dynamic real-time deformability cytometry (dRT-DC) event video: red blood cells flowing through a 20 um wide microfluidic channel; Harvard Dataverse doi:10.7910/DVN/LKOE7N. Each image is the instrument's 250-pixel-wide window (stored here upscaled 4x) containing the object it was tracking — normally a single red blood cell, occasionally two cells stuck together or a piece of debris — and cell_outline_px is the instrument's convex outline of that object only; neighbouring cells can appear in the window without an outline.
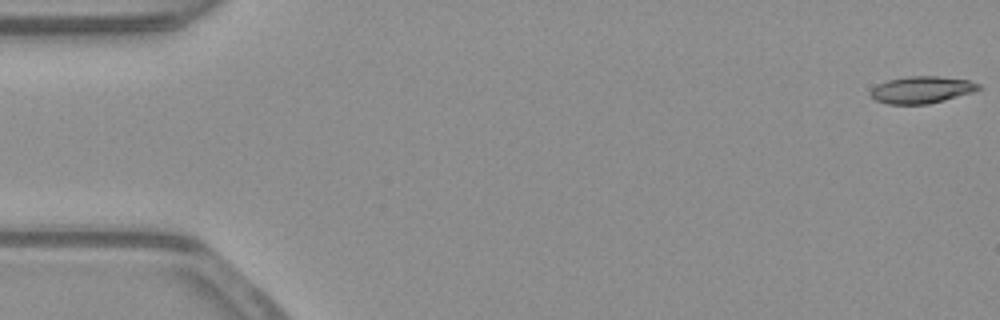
{"species": "common noctule bat (a hibernating species)", "species_latin": "Nyctalus noctula", "temperature_condition": "warm", "stored_images_in_passage": 50, "camera_frame_rate_fps": 3000, "um_per_image_px": 0.085, "animal": {"sex": "male", "body_mass_g": 23.1, "forearm_length_mm": 52.7}, "frame": {"image": 1, "passage_image": 1, "time_ms": 0.0, "image_size_px": [1000, 320], "cell_outline_px": [[980, 88], [972, 92], [944, 100], [928, 104], [888, 104], [876, 100], [868, 92], [876, 84], [888, 80], [908, 76], [940, 76], [968, 80], [980, 84]], "centroid_in_image_um": [78.31, 7.62], "position_along_channel_um": 6.7, "area_um2": 16.94}}
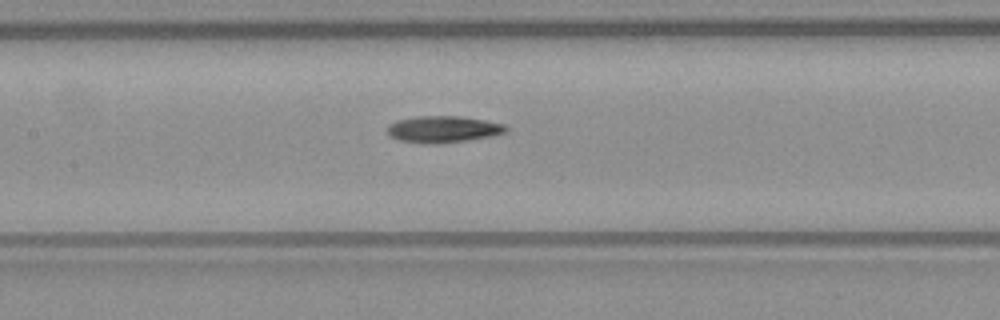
{"frame": {"image": 2, "passage_image": 25, "time_ms": 8.0, "image_size_px": [1000, 320], "cell_outline_px": [[508, 132], [492, 136], [464, 140], [400, 140], [392, 136], [388, 132], [388, 124], [396, 120], [416, 116], [460, 116], [484, 120], [504, 124], [508, 128]], "centroid_in_image_um": [37.74, 10.91], "position_along_channel_um": 169.7, "area_um2": 17.28}}
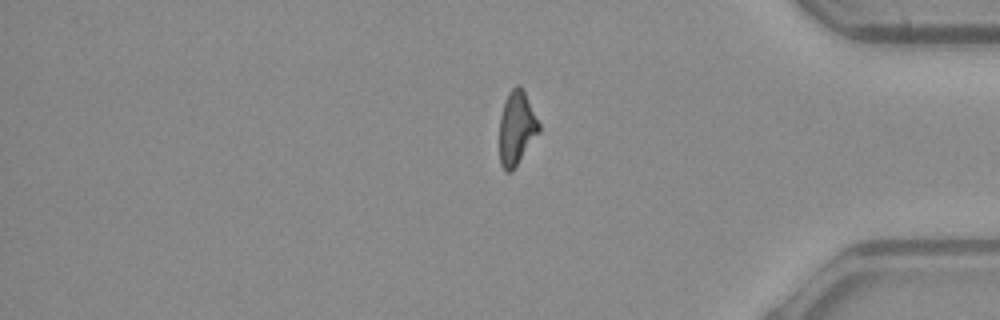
{"frame": {"image": 3, "passage_image": 44, "time_ms": 14.333, "image_size_px": [1000, 320], "cell_outline_px": [[540, 132], [512, 172], [504, 172], [500, 164], [500, 116], [504, 100], [508, 92], [516, 84], [520, 84], [540, 124]], "centroid_in_image_um": [43.9, 10.9], "position_along_channel_um": 391.3, "area_um2": 17.11}}